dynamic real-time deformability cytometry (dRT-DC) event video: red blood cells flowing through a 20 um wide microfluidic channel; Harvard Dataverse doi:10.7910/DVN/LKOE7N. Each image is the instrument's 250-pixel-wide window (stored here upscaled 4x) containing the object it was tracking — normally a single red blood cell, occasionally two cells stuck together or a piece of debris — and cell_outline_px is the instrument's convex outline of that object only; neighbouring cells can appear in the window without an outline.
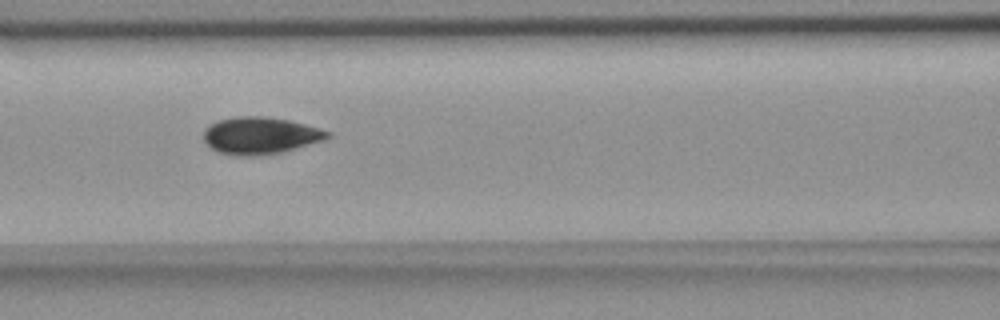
{"species": "common noctule bat (a hibernating species)", "species_latin": "Nyctalus noctula", "temperature_condition": "room temperature", "stored_images_in_passage": 8, "camera_frame_rate_fps": 3000, "um_per_image_px": 0.085, "animal": {"sex": "female", "body_mass_g": 18.4}, "frame": {"image": 1, "passage_image": 4, "time_ms": 4.333, "image_size_px": [1000, 320], "cell_outline_px": [[332, 136], [324, 140], [284, 152], [260, 156], [236, 156], [220, 152], [212, 148], [204, 140], [204, 128], [220, 120], [240, 116], [264, 116], [288, 120], [304, 124], [332, 132]], "centroid_in_image_um": [22.16, 11.54], "position_along_channel_um": 144.4, "area_um2": 26.76}}
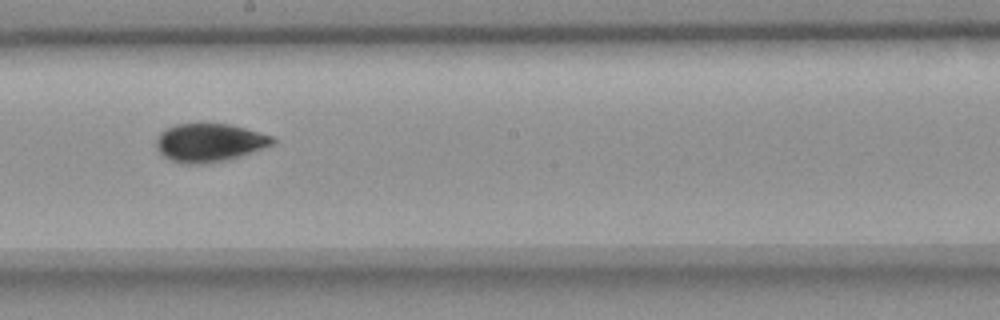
{"frame": {"image": 2, "passage_image": 6, "time_ms": 6.667, "image_size_px": [1000, 320], "cell_outline_px": [[276, 140], [272, 144], [240, 156], [228, 160], [208, 164], [180, 164], [164, 156], [156, 148], [156, 136], [164, 128], [176, 124], [228, 124], [244, 128], [272, 136]], "centroid_in_image_um": [17.74, 12.13], "position_along_channel_um": 230.5, "area_um2": 25.95}}
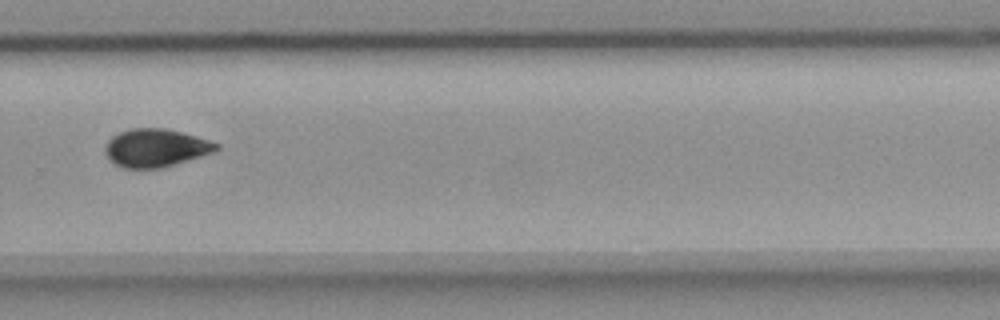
{"frame": {"image": 3, "passage_image": 8, "time_ms": 9.0, "image_size_px": [1000, 320], "cell_outline_px": [[220, 148], [212, 152], [176, 164], [160, 168], [124, 168], [116, 164], [104, 152], [104, 148], [108, 140], [112, 136], [128, 128], [168, 128], [196, 136], [220, 144]], "centroid_in_image_um": [13.23, 12.55], "position_along_channel_um": 316.6, "area_um2": 24.57}}